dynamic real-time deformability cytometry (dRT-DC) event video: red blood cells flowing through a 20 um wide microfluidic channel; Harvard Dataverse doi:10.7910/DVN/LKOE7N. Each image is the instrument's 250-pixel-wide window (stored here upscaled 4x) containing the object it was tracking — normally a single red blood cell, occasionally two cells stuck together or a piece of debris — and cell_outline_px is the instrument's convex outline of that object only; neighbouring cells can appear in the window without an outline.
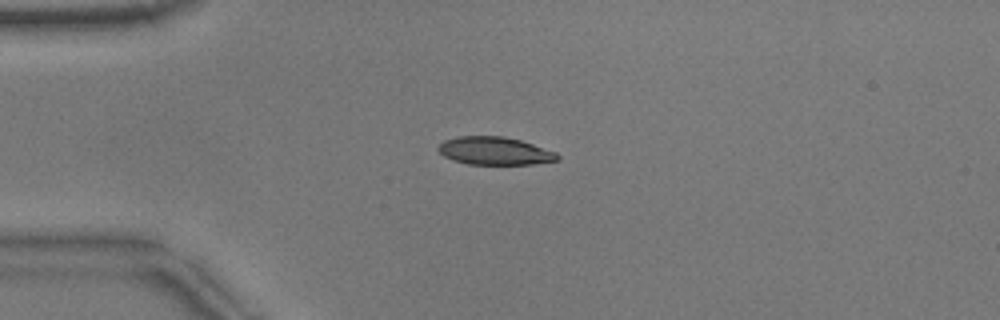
{"species": "common noctule bat (a hibernating species)", "species_latin": "Nyctalus noctula", "temperature_condition": "warm", "stored_images_in_passage": 27, "camera_frame_rate_fps": 3000, "um_per_image_px": 0.085, "animal": {"sex": "male", "body_mass_g": 17.9}, "frame": {"image": 1, "passage_image": 1, "time_ms": 0.0, "image_size_px": [1000, 320], "cell_outline_px": [[560, 156], [556, 160], [532, 164], [468, 164], [452, 160], [444, 156], [436, 148], [444, 140], [460, 136], [504, 136], [520, 140], [556, 152]], "centroid_in_image_um": [42.02, 12.82], "position_along_channel_um": 43.0, "area_um2": 19.25}}
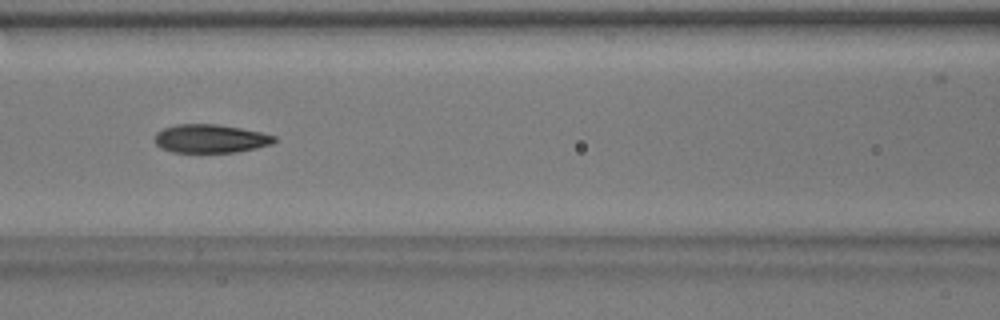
{"frame": {"image": 2, "passage_image": 11, "time_ms": 3.333, "image_size_px": [1000, 320], "cell_outline_px": [[276, 140], [272, 144], [256, 148], [236, 152], [172, 152], [160, 148], [156, 144], [156, 132], [164, 128], [176, 124], [216, 124], [240, 128], [260, 132], [276, 136]], "centroid_in_image_um": [17.89, 11.78], "position_along_channel_um": 148.7, "area_um2": 19.77}}
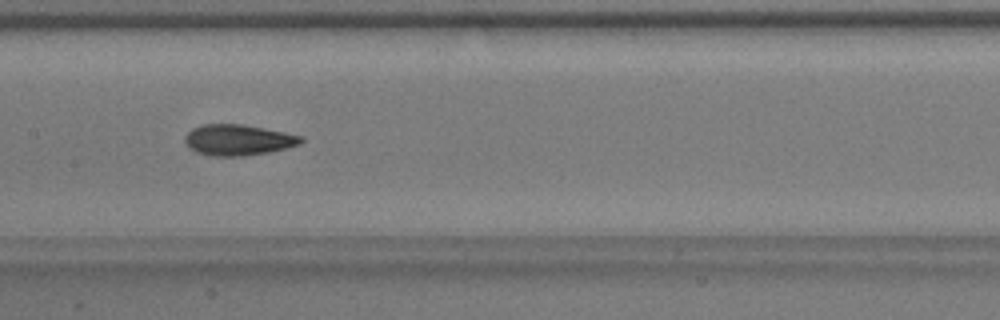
{"frame": {"image": 3, "passage_image": 14, "time_ms": 4.333, "image_size_px": [1000, 320], "cell_outline_px": [[304, 140], [300, 144], [268, 152], [244, 156], [212, 156], [196, 152], [184, 140], [184, 136], [192, 128], [204, 124], [244, 124], [304, 136]], "centroid_in_image_um": [20.25, 11.89], "position_along_channel_um": 187.1, "area_um2": 20.81}}